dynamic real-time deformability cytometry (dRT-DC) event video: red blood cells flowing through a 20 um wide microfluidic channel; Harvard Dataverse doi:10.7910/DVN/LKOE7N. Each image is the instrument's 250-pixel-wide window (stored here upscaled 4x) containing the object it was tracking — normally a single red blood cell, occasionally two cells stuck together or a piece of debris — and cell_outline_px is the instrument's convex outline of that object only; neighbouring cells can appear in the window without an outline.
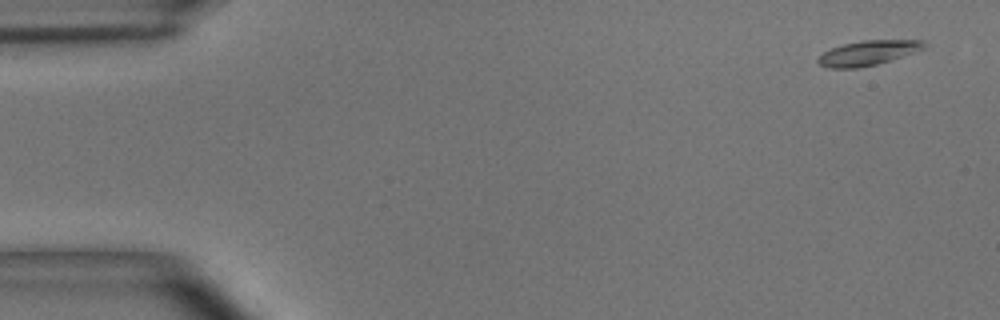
{"species": "common noctule bat (a hibernating species)", "species_latin": "Nyctalus noctula", "temperature_condition": "room temperature", "stored_images_in_passage": 55, "camera_frame_rate_fps": 3000, "um_per_image_px": 0.085, "animal": {"sex": "male", "body_mass_g": 15.6}, "frame": {"image": 1, "passage_image": 3, "time_ms": 0.667, "image_size_px": [1000, 320], "cell_outline_px": [[928, 44], [924, 48], [876, 64], [860, 68], [828, 68], [820, 64], [816, 60], [824, 52], [832, 48], [844, 44], [860, 40], [924, 40]], "centroid_in_image_um": [73.76, 4.49], "position_along_channel_um": 11.2, "area_um2": 15.03}}
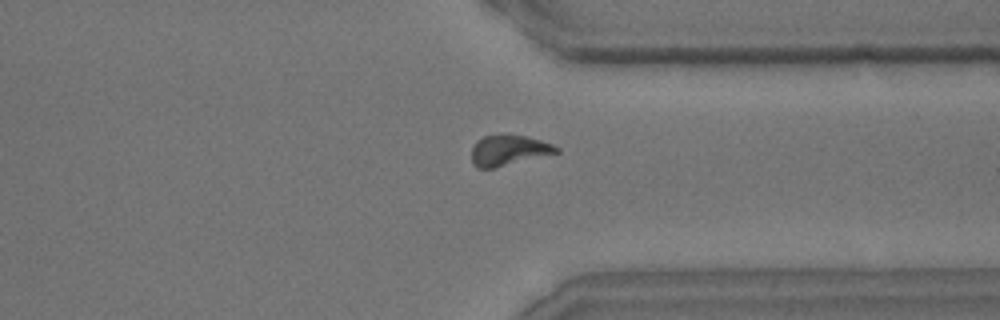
{"frame": {"image": 2, "passage_image": 42, "time_ms": 13.667, "image_size_px": [1000, 320], "cell_outline_px": [[560, 152], [496, 168], [476, 168], [472, 164], [472, 148], [476, 140], [484, 136], [508, 132], [528, 136], [552, 144], [560, 148]], "centroid_in_image_um": [43.23, 12.75], "position_along_channel_um": 368.2, "area_um2": 15.61}}
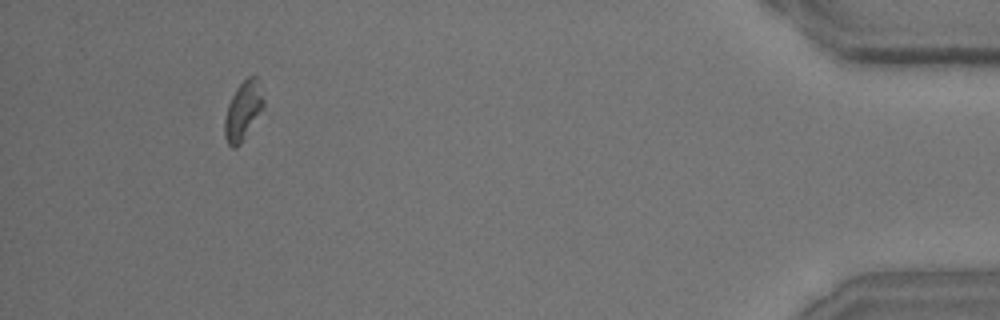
{"frame": {"image": 3, "passage_image": 51, "time_ms": 16.667, "image_size_px": [1000, 320], "cell_outline_px": [[264, 108], [244, 140], [236, 148], [232, 148], [228, 144], [224, 136], [224, 120], [228, 104], [236, 88], [248, 76], [256, 76], [264, 100]], "centroid_in_image_um": [20.66, 9.46], "position_along_channel_um": 414.5, "area_um2": 13.41}, "authors_computed_cell_mechanics": {"area_um2": 15.0858, "velocity_mm_per_s": 3.6623, "shape_relaxation_time_tau1_ms": 3.2664, "shape_relaxation_time_tau2_ms": null, "deformation_change_tau1": 0.1274, "deformation_change_tau2": null}}